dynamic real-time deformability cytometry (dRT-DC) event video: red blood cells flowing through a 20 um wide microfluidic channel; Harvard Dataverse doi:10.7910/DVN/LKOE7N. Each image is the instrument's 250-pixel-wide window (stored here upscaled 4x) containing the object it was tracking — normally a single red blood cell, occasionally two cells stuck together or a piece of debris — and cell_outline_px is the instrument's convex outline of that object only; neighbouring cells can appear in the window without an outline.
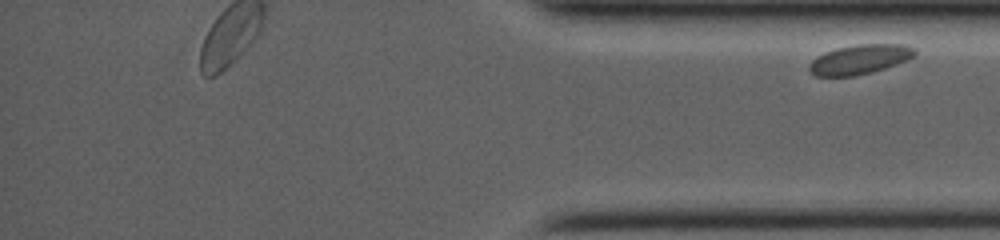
{"species": "common noctule bat (a hibernating species)", "species_latin": "Nyctalus noctula", "temperature_condition": "room temperature", "stored_images_in_passage": 30, "segment_of_instrument_passage": [2, 2], "camera_frame_rate_fps": 4000, "um_per_image_px": 0.085, "animal": {"sex": "female", "body_mass_g": 19.0, "forearm_length_mm": 53.3}, "frame": {"image": 1, "passage_image": 30, "time_ms": 7.25, "image_size_px": [1000, 240], "cell_outline_px": [[916, 56], [896, 64], [872, 72], [856, 76], [816, 76], [808, 68], [808, 64], [816, 56], [824, 52], [836, 48], [856, 44], [904, 44], [916, 48]], "centroid_in_image_um": [73.08, 5.04], "position_along_channel_um": 362.1, "area_um2": 18.32}}